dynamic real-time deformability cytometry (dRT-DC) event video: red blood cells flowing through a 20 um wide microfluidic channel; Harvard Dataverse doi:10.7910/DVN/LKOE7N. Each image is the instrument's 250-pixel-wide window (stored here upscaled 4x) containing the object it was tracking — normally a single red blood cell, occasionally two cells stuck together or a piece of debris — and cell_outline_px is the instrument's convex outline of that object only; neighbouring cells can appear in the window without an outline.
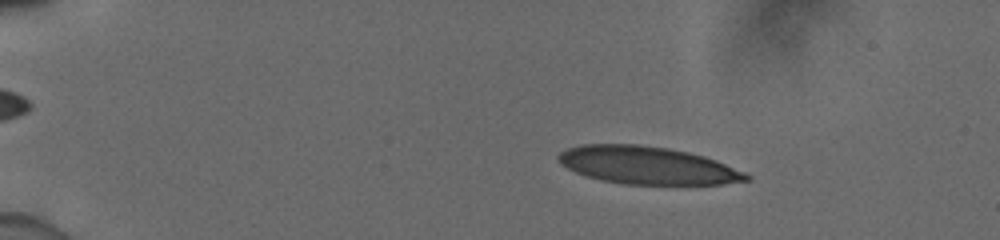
{"species": "human", "species_latin": "Homo sapiens", "temperature_condition": "cold", "stored_images_in_passage": 53, "camera_frame_rate_fps": 3000, "um_per_image_px": 0.085, "donor": {"sex": "male"}, "frame": {"image": 1, "passage_image": 9, "time_ms": 2.667, "image_size_px": [1000, 240], "cell_outline_px": [[752, 180], [720, 184], [624, 184], [600, 180], [576, 172], [560, 164], [556, 156], [560, 152], [568, 148], [580, 144], [640, 144], [668, 148], [688, 152], [704, 156], [716, 160], [744, 172], [752, 176]], "centroid_in_image_um": [55.02, 14.05], "position_along_channel_um": 30.0, "area_um2": 41.27}}
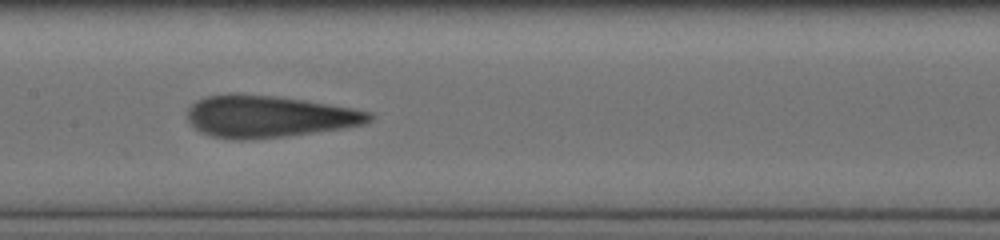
{"frame": {"image": 2, "passage_image": 28, "time_ms": 9.0, "image_size_px": [1000, 240], "cell_outline_px": [[372, 120], [364, 124], [340, 128], [284, 136], [244, 140], [236, 140], [212, 136], [200, 132], [188, 120], [188, 108], [196, 100], [204, 96], [236, 92], [276, 96], [304, 100], [352, 108], [372, 112]], "centroid_in_image_um": [22.79, 9.88], "position_along_channel_um": 184.6, "area_um2": 44.39}}
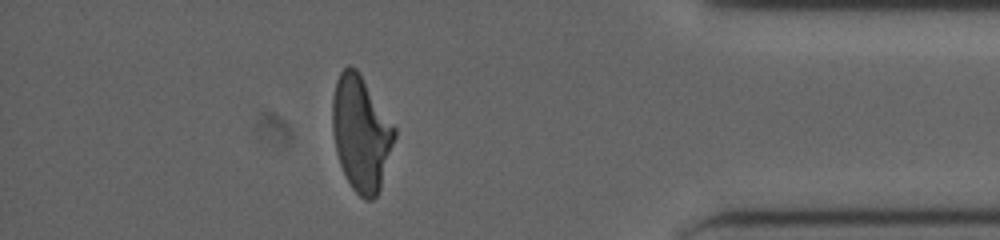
{"frame": {"image": 3, "passage_image": 47, "time_ms": 15.333, "image_size_px": [1000, 240], "cell_outline_px": [[396, 136], [380, 188], [376, 196], [372, 200], [364, 200], [352, 188], [340, 164], [336, 152], [332, 132], [332, 96], [336, 80], [340, 72], [348, 64], [352, 64], [356, 68], [396, 128]], "centroid_in_image_um": [30.67, 11.31], "position_along_channel_um": 404.5, "area_um2": 41.56}, "authors_computed_cell_mechanics": {"area_um2": 42.5408, "velocity_mm_per_s": 3.9306, "shape_relaxation_time_tau1_ms": 6.0813, "shape_relaxation_time_tau2_ms": 1.3708, "deformation_change_tau1": 0.2004, "deformation_change_tau2": 0.1039}}